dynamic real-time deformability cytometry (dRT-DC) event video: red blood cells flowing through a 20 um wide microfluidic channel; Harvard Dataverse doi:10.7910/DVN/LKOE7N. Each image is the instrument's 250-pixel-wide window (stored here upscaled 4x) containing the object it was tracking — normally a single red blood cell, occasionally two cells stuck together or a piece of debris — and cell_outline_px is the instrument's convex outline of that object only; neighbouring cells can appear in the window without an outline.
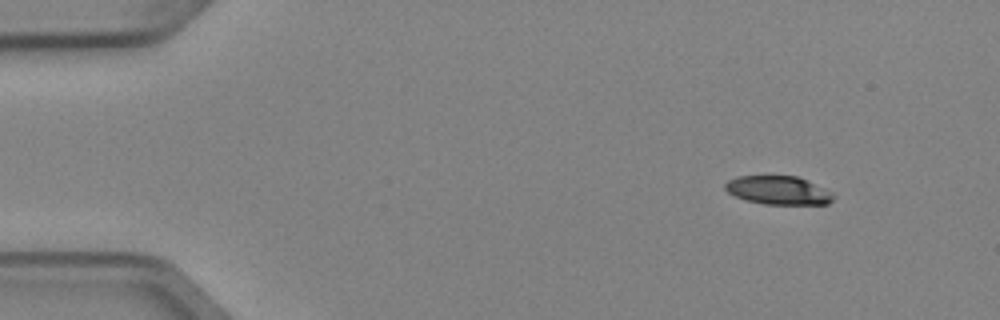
{"species": "Egyptian fruit bat (a non-hibernating species)", "species_latin": "Rousettus aegyptiacus", "temperature_condition": "cold", "stored_images_in_passage": 6, "camera_frame_rate_fps": 3000, "um_per_image_px": 0.085, "animal": {"sex": "female"}, "frame": {"image": 1, "passage_image": 1, "time_ms": 0.0, "image_size_px": [1000, 320], "cell_outline_px": [[836, 196], [828, 204], [764, 204], [744, 200], [728, 192], [724, 188], [724, 184], [728, 180], [736, 176], [796, 176], [824, 188], [832, 192]], "centroid_in_image_um": [66.14, 16.18], "position_along_channel_um": 18.9, "area_um2": 17.98}}
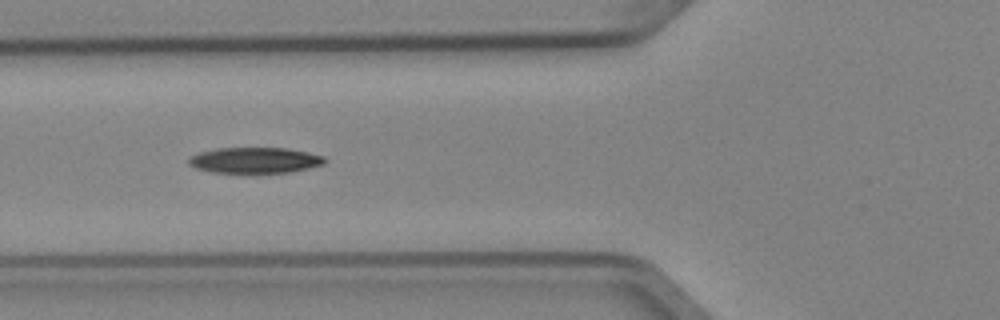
{"frame": {"image": 2, "passage_image": 5, "time_ms": 1.333, "image_size_px": [1000, 320], "cell_outline_px": [[328, 160], [324, 164], [308, 168], [288, 172], [248, 176], [212, 172], [196, 168], [188, 164], [188, 160], [192, 156], [200, 152], [216, 148], [284, 148], [308, 152], [324, 156]], "centroid_in_image_um": [21.66, 13.67], "position_along_channel_um": 104.1, "area_um2": 21.33}}
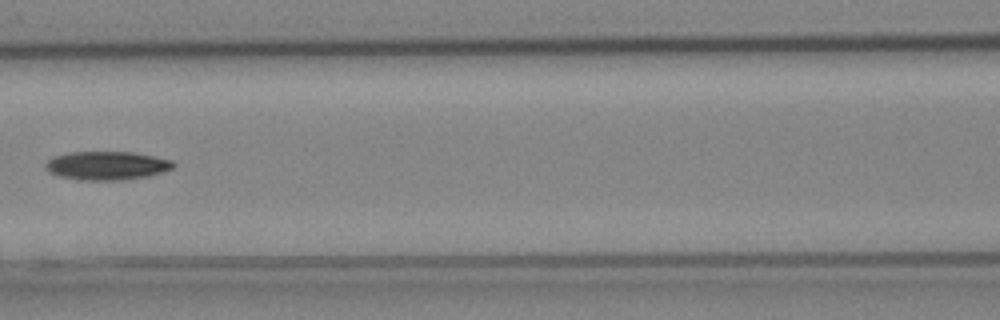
{"frame": {"image": 3, "passage_image": 6, "time_ms": 1.667, "image_size_px": [1000, 320], "cell_outline_px": [[176, 164], [172, 168], [148, 176], [124, 180], [84, 180], [60, 176], [48, 172], [44, 168], [44, 164], [52, 156], [72, 152], [132, 152], [172, 160]], "centroid_in_image_um": [9.04, 14.07], "position_along_channel_um": 157.6, "area_um2": 21.21}}